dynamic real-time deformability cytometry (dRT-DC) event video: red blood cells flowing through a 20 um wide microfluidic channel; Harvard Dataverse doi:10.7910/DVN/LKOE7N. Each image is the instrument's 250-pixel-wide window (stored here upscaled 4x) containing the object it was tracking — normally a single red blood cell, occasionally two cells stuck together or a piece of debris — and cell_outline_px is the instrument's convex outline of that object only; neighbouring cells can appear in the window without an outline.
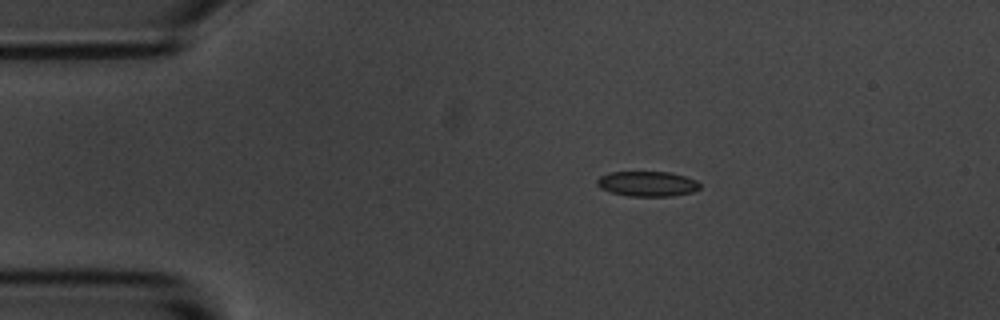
{"species": "common noctule bat (a hibernating species)", "species_latin": "Nyctalus noctula", "temperature_condition": "room temperature", "stored_images_in_passage": 6, "camera_frame_rate_fps": 3000, "um_per_image_px": 0.085, "animal": {"sex": "male", "body_mass_g": 20.1, "forearm_length_mm": 53.5}, "frame": {"image": 1, "passage_image": 2, "time_ms": 0.333, "image_size_px": [1000, 320], "cell_outline_px": [[700, 188], [692, 192], [672, 196], [628, 196], [612, 192], [600, 188], [596, 184], [596, 180], [600, 176], [608, 172], [668, 172], [684, 176], [696, 180], [700, 184]], "centroid_in_image_um": [55.0, 15.62], "position_along_channel_um": 30.0, "area_um2": 15.03}}
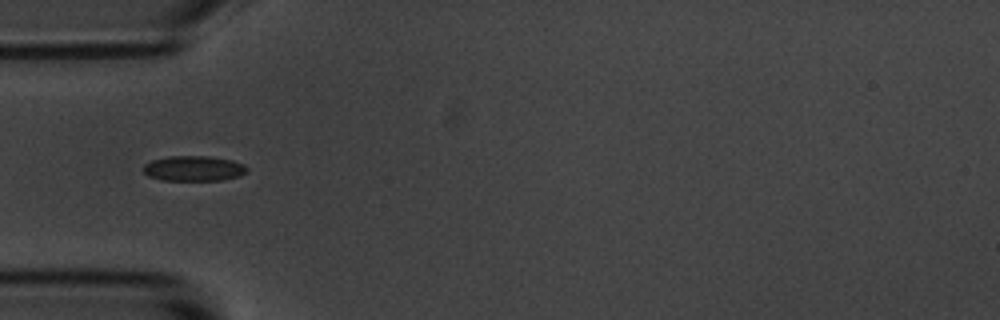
{"frame": {"image": 2, "passage_image": 4, "time_ms": 1.0, "image_size_px": [1000, 320], "cell_outline_px": [[248, 172], [240, 176], [224, 180], [160, 180], [148, 176], [144, 172], [144, 164], [152, 160], [168, 156], [208, 156], [232, 160], [244, 164], [248, 168]], "centroid_in_image_um": [16.49, 14.32], "position_along_channel_um": 68.5, "area_um2": 15.37}}
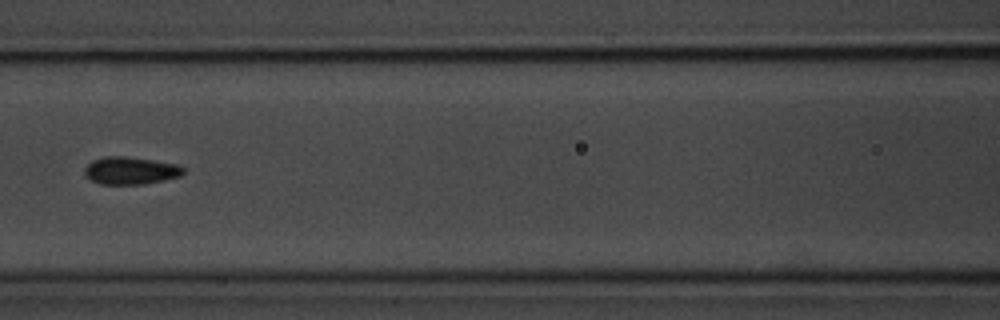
{"frame": {"image": 3, "passage_image": 6, "time_ms": 1.667, "image_size_px": [1000, 320], "cell_outline_px": [[184, 172], [180, 176], [164, 180], [144, 184], [100, 184], [84, 176], [84, 168], [92, 160], [108, 156], [124, 156], [180, 164], [184, 168]], "centroid_in_image_um": [11.1, 14.5], "position_along_channel_um": 155.5, "area_um2": 15.9}}